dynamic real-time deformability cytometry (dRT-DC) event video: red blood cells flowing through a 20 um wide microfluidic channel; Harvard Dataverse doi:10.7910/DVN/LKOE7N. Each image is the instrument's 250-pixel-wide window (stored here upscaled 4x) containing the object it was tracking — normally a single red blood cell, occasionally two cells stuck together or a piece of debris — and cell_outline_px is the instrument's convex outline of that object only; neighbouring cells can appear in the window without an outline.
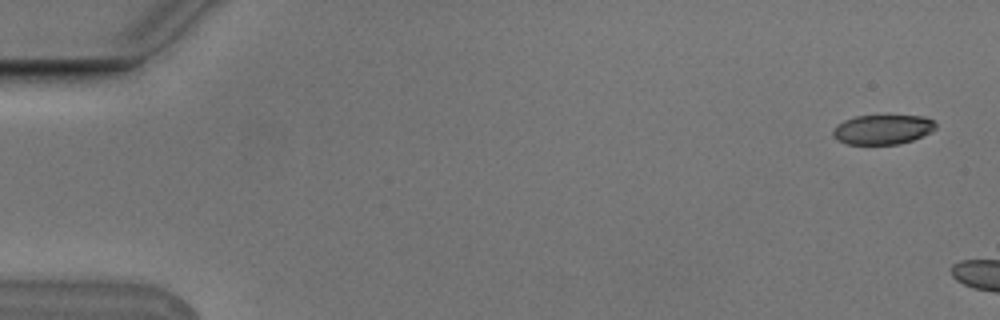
{"species": "Egyptian fruit bat (a non-hibernating species)", "species_latin": "Rousettus aegyptiacus", "temperature_condition": "cold", "stored_images_in_passage": 2, "camera_frame_rate_fps": 3000, "um_per_image_px": 0.085, "animal": {"sex": "male"}, "frame": {"image": 1, "passage_image": 1, "time_ms": 0.0, "image_size_px": [1000, 320], "cell_outline_px": [[936, 128], [932, 132], [912, 140], [900, 144], [848, 144], [840, 140], [832, 132], [836, 124], [844, 120], [856, 116], [888, 112], [924, 116], [932, 120], [936, 124]], "centroid_in_image_um": [75.08, 10.93], "position_along_channel_um": 9.9, "area_um2": 18.55}}